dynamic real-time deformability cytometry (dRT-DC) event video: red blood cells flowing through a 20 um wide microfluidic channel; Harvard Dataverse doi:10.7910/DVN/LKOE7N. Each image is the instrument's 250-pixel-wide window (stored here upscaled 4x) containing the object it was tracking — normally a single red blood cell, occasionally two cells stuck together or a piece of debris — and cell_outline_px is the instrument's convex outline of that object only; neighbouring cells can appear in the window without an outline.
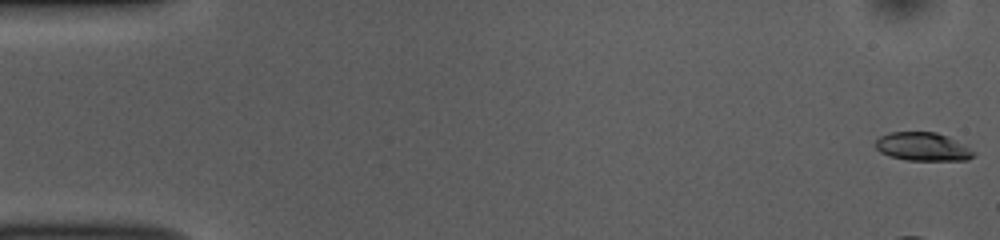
{"species": "common noctule bat (a hibernating species)", "species_latin": "Nyctalus noctula", "temperature_condition": "room temperature", "stored_images_in_passage": 10, "segment_of_instrument_passage": [2, 2], "camera_frame_rate_fps": 3000, "um_per_image_px": 0.085, "animal": {"sex": "female", "body_mass_g": 10.0, "forearm_length_mm": 53.1}, "frame": {"image": 1, "passage_image": 10, "time_ms": 3.0, "image_size_px": [1000, 240], "cell_outline_px": [[976, 156], [968, 160], [904, 160], [880, 152], [876, 148], [876, 140], [880, 136], [888, 132], [936, 132], [948, 136], [976, 152]], "centroid_in_image_um": [78.45, 12.47], "position_along_channel_um": 6.6, "area_um2": 16.24}}